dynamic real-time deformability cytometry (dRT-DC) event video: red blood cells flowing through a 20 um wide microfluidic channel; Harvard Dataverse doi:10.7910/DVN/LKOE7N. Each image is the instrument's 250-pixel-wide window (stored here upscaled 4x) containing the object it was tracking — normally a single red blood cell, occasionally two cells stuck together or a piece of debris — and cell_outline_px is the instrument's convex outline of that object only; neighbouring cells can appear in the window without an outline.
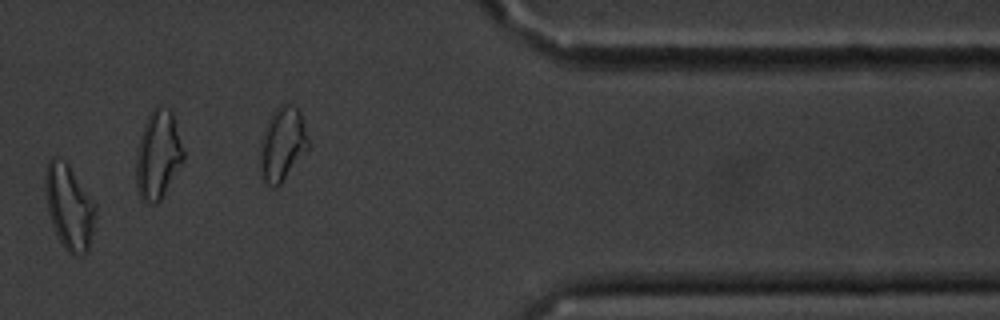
{"species": "common noctule bat (a hibernating species)", "species_latin": "Nyctalus noctula", "temperature_condition": "cold", "stored_images_in_passage": 15, "camera_frame_rate_fps": 3000, "um_per_image_px": 0.085, "animal": {"sex": "male", "body_mass_g": 20.1, "forearm_length_mm": 53.5}, "frame": {"image": 1, "passage_image": 13, "time_ms": 16.0, "image_size_px": [1000, 320], "cell_outline_px": [[96, 216], [88, 252], [72, 256], [64, 248], [52, 224], [48, 212], [44, 188], [44, 176], [48, 160], [52, 156], [64, 160], [68, 164], [96, 204]], "centroid_in_image_um": [5.87, 17.58], "position_along_channel_um": 405.5, "area_um2": 24.97}, "authors_computed_cell_mechanics": {"area_um2": 19.5942, "velocity_mm_per_s": 3.4536, "shape_relaxation_time_tau1_ms": null, "shape_relaxation_time_tau2_ms": 4.6951, "deformation_change_tau1": null, "deformation_change_tau2": 0.1291}}